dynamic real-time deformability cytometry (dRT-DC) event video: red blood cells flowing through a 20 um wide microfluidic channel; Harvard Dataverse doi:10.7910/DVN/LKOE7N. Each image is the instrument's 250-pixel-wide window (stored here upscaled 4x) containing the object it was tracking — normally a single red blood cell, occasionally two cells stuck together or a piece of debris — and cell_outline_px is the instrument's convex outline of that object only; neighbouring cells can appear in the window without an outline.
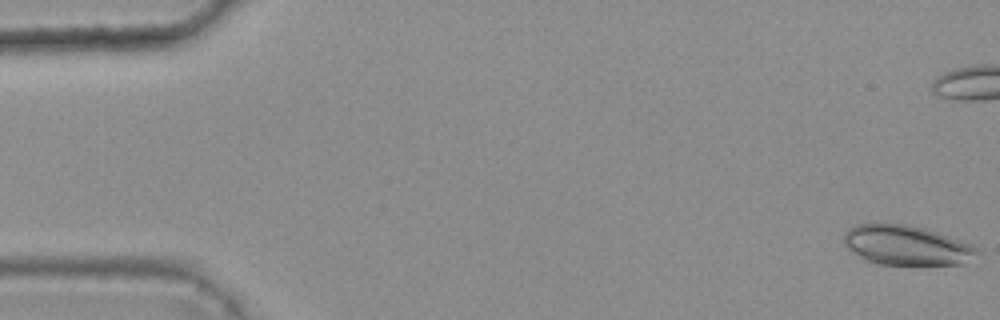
{"species": "common noctule bat (a hibernating species)", "species_latin": "Nyctalus noctula", "temperature_condition": "warm", "stored_images_in_passage": 9, "camera_frame_rate_fps": 3000, "um_per_image_px": 0.085, "animal": {"sex": "female", "body_mass_g": 25.1}, "frame": {"image": 1, "passage_image": 1, "time_ms": 0.0, "image_size_px": [1000, 320], "cell_outline_px": [[976, 252], [960, 264], [880, 264], [864, 260], [848, 248], [844, 244], [844, 232], [848, 228], [856, 224], [880, 220], [908, 224], [924, 228], [972, 244], [976, 248]], "centroid_in_image_um": [76.91, 20.78], "position_along_channel_um": 8.1, "area_um2": 30.98}}
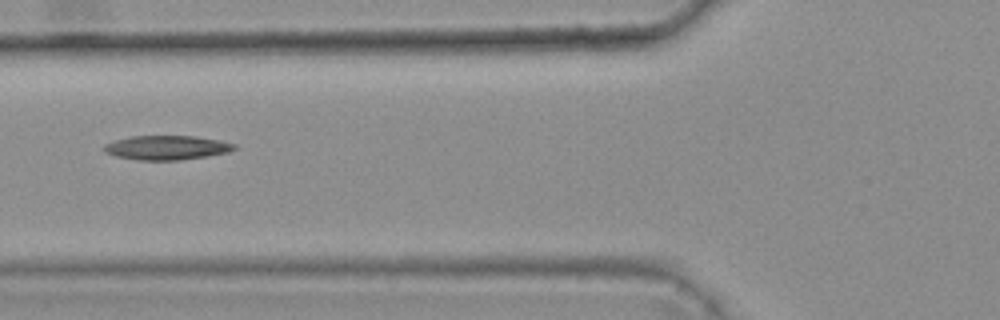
{"frame": {"image": 2, "passage_image": 6, "time_ms": 1.667, "image_size_px": [1000, 320], "cell_outline_px": [[240, 148], [228, 152], [180, 160], [140, 160], [116, 156], [104, 152], [100, 148], [104, 144], [112, 140], [128, 136], [196, 136], [220, 140], [236, 144]], "centroid_in_image_um": [14.14, 12.54], "position_along_channel_um": 111.7, "area_um2": 18.67}}
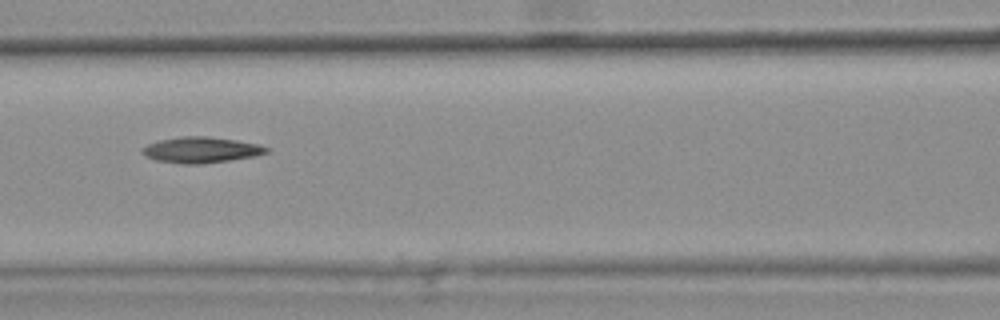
{"frame": {"image": 3, "passage_image": 7, "time_ms": 2.0, "image_size_px": [1000, 320], "cell_outline_px": [[272, 148], [268, 152], [256, 156], [200, 164], [184, 164], [156, 160], [140, 152], [140, 148], [148, 144], [160, 140], [180, 136], [208, 136], [236, 140], [260, 144]], "centroid_in_image_um": [17.12, 12.73], "position_along_channel_um": 149.5, "area_um2": 18.79}}